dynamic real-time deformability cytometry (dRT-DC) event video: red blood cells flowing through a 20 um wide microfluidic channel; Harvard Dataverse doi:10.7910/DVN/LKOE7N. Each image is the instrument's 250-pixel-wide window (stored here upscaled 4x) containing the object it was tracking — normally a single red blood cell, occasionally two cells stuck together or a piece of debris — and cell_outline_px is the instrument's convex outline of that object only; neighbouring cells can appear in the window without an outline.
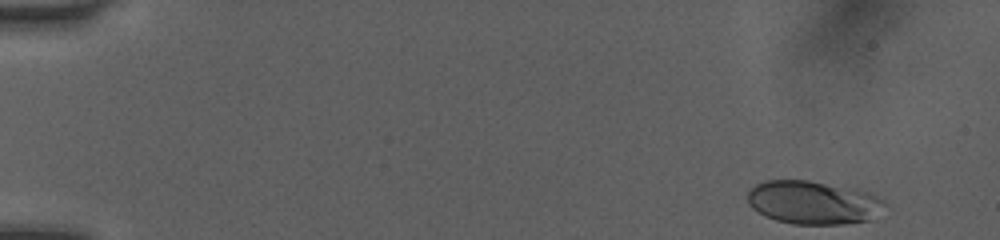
{"species": "human", "species_latin": "Homo sapiens", "temperature_condition": "room temperature", "stored_images_in_passage": 48, "camera_frame_rate_fps": 3000, "um_per_image_px": 0.085, "donor": {"sex": "female"}, "frame": {"image": 1, "passage_image": 1, "time_ms": 0.0, "image_size_px": [1000, 240], "cell_outline_px": [[888, 204], [868, 220], [844, 224], [792, 224], [776, 220], [752, 208], [748, 204], [748, 192], [756, 184], [768, 180], [808, 180], [856, 188], [868, 192], [884, 200]], "centroid_in_image_um": [69.13, 17.2], "position_along_channel_um": 15.9, "area_um2": 34.56}}
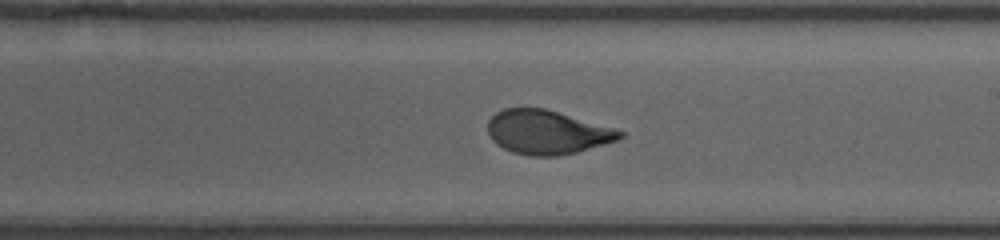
{"frame": {"image": 2, "passage_image": 28, "time_ms": 9.0, "image_size_px": [1000, 240], "cell_outline_px": [[624, 136], [616, 140], [604, 144], [576, 152], [556, 156], [528, 156], [512, 152], [496, 144], [488, 136], [488, 120], [496, 112], [504, 108], [544, 108], [612, 128], [624, 132]], "centroid_in_image_um": [46.44, 11.24], "position_along_channel_um": 242.6, "area_um2": 33.52}}
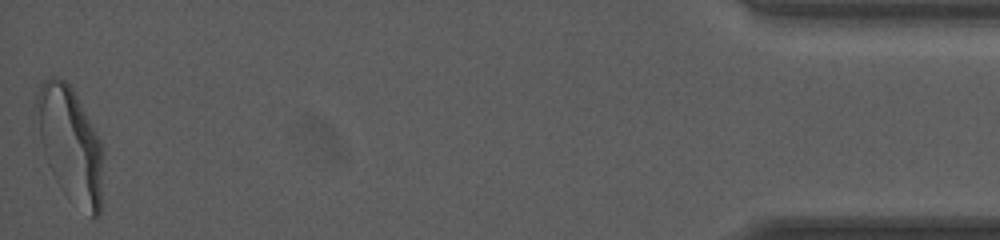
{"frame": {"image": 3, "passage_image": 48, "time_ms": 15.667, "image_size_px": [1000, 240], "cell_outline_px": [[104, 152], [100, 216], [92, 220], [40, 136], [36, 104], [36, 96], [40, 84], [44, 80], [52, 76], [64, 80], [72, 88], [100, 140], [104, 148]], "centroid_in_image_um": [6.09, 12.01], "position_along_channel_um": 429.1, "area_um2": 39.94}, "authors_computed_cell_mechanics": {"area_um2": 34.2176, "velocity_mm_per_s": 4.0576, "shape_relaxation_time_tau1_ms": 3.3967, "shape_relaxation_time_tau2_ms": null, "deformation_change_tau1": 0.1824, "deformation_change_tau2": null}}